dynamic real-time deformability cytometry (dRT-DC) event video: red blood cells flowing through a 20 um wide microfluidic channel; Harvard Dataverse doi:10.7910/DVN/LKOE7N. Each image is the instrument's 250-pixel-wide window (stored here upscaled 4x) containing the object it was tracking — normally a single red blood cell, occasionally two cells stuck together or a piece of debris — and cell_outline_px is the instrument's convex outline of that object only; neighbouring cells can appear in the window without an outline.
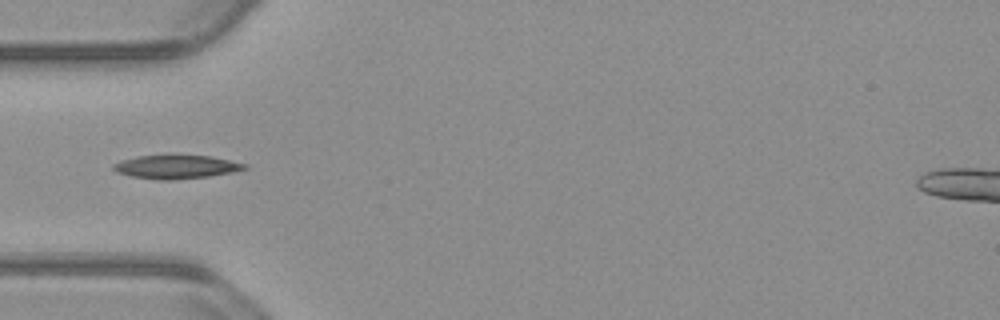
{"species": "common noctule bat (a hibernating species)", "species_latin": "Nyctalus noctula", "temperature_condition": "warm", "stored_images_in_passage": 53, "camera_frame_rate_fps": 3000, "um_per_image_px": 0.085, "animal": {"sex": "male", "body_mass_g": 23.1, "forearm_length_mm": 52.7}, "frame": {"image": 1, "passage_image": 16, "time_ms": 5.0, "image_size_px": [1000, 320], "cell_outline_px": [[248, 168], [232, 172], [208, 176], [172, 180], [156, 180], [132, 176], [116, 172], [112, 168], [112, 164], [120, 160], [136, 156], [212, 156], [248, 164]], "centroid_in_image_um": [14.96, 14.19], "position_along_channel_um": 70.0, "area_um2": 17.92}}
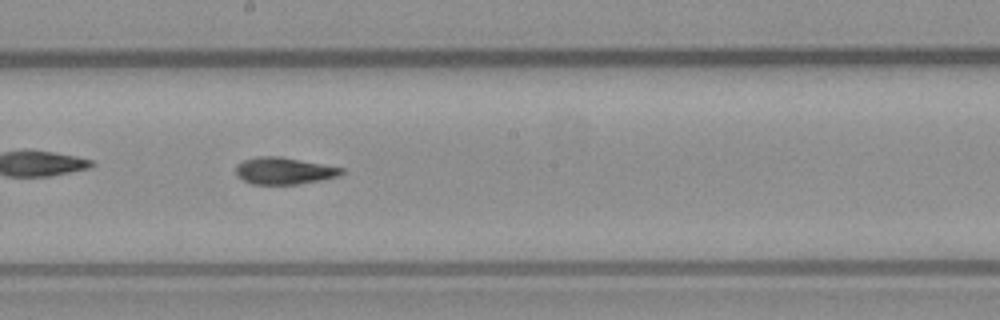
{"frame": {"image": 2, "passage_image": 28, "time_ms": 9.0, "image_size_px": [1000, 320], "cell_outline_px": [[344, 172], [340, 176], [320, 180], [296, 184], [252, 184], [236, 176], [236, 164], [244, 160], [260, 156], [280, 156], [344, 168]], "centroid_in_image_um": [24.14, 14.52], "position_along_channel_um": 224.1, "area_um2": 16.53}}
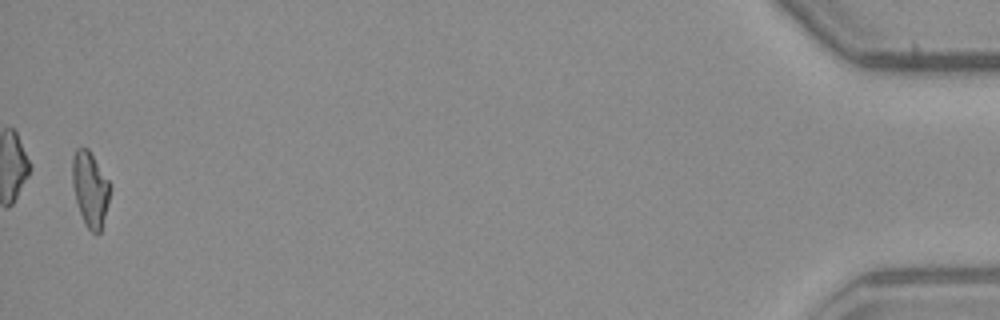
{"frame": {"image": 3, "passage_image": 52, "time_ms": 17.0, "image_size_px": [1000, 320], "cell_outline_px": [[112, 188], [100, 232], [96, 236], [88, 228], [80, 212], [76, 200], [72, 184], [72, 156], [76, 148], [88, 148], [112, 184]], "centroid_in_image_um": [7.68, 16.04], "position_along_channel_um": 427.5, "area_um2": 16.59}, "authors_computed_cell_mechanics": {"area_um2": 16.762, "velocity_mm_per_s": 3.8233, "shape_relaxation_time_tau1_ms": 5.1639, "shape_relaxation_time_tau2_ms": 2.7957, "deformation_change_tau1": 0.1731, "deformation_change_tau2": 0.0826}}